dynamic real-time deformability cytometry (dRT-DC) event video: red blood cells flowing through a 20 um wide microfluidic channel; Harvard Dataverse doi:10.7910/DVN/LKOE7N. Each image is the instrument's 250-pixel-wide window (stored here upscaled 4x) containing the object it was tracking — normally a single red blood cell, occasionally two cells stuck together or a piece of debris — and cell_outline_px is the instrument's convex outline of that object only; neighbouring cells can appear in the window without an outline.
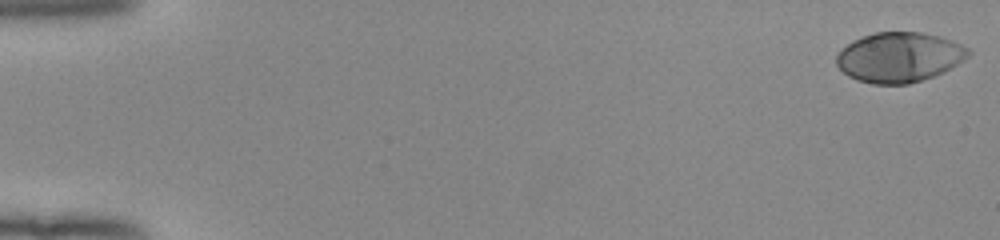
{"species": "human", "species_latin": "Homo sapiens", "temperature_condition": "room temperature", "stored_images_in_passage": 53, "camera_frame_rate_fps": 3000, "um_per_image_px": 0.085, "donor": {"sex": "female"}, "frame": {"image": 1, "passage_image": 1, "time_ms": 0.0, "image_size_px": [1000, 240], "cell_outline_px": [[972, 52], [964, 60], [932, 76], [908, 84], [872, 84], [856, 80], [848, 76], [836, 64], [836, 56], [852, 40], [876, 32], [920, 32], [940, 36], [960, 44], [968, 48]], "centroid_in_image_um": [76.42, 4.86], "position_along_channel_um": 8.6, "area_um2": 37.97}}
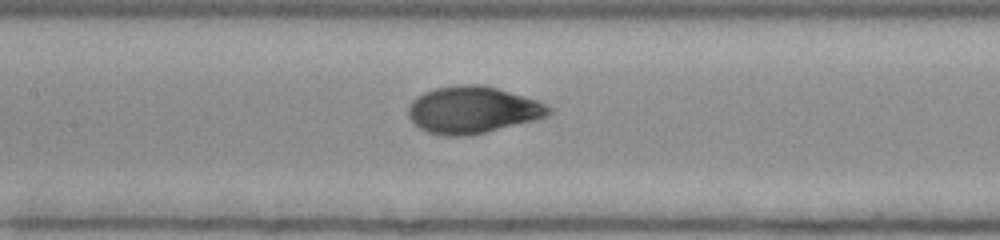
{"frame": {"image": 2, "passage_image": 26, "time_ms": 8.333, "image_size_px": [1000, 240], "cell_outline_px": [[552, 112], [548, 116], [536, 120], [468, 136], [444, 136], [428, 132], [412, 124], [408, 116], [408, 104], [416, 96], [432, 88], [460, 84], [484, 84], [540, 100], [552, 108]], "centroid_in_image_um": [40.17, 9.33], "position_along_channel_um": 167.2, "area_um2": 39.13}}
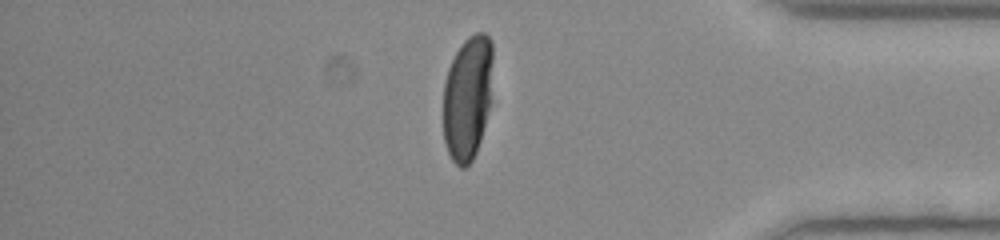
{"frame": {"image": 3, "passage_image": 45, "time_ms": 14.667, "image_size_px": [1000, 240], "cell_outline_px": [[492, 100], [480, 140], [476, 152], [472, 160], [464, 168], [460, 168], [452, 160], [448, 152], [444, 140], [444, 84], [448, 68], [456, 52], [464, 40], [468, 36], [476, 32], [484, 32], [492, 40]], "centroid_in_image_um": [39.76, 8.28], "position_along_channel_um": 395.4, "area_um2": 36.36}}